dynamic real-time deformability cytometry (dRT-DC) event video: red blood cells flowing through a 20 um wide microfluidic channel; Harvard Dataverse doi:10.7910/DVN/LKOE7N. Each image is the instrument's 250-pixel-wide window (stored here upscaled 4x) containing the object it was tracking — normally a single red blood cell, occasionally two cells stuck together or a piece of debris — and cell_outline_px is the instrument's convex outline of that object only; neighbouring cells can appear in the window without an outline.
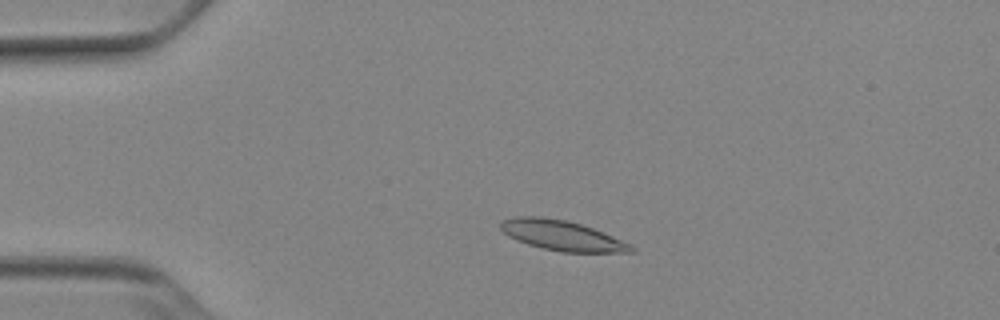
{"species": "Egyptian fruit bat (a non-hibernating species)", "species_latin": "Rousettus aegyptiacus", "temperature_condition": "cold", "stored_images_in_passage": 50, "camera_frame_rate_fps": 3000, "um_per_image_px": 0.085, "animal": {"sex": "female"}, "frame": {"image": 1, "passage_image": 9, "time_ms": 2.667, "image_size_px": [1000, 320], "cell_outline_px": [[636, 252], [560, 252], [540, 248], [516, 240], [508, 236], [500, 228], [500, 220], [516, 216], [540, 216], [564, 220], [580, 224], [604, 232], [632, 244], [636, 248]], "centroid_in_image_um": [47.77, 20.02], "position_along_channel_um": 37.2, "area_um2": 23.06}}
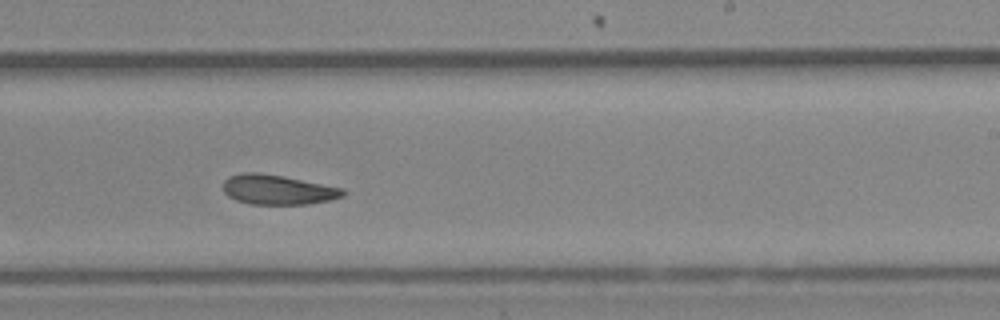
{"frame": {"image": 2, "passage_image": 30, "time_ms": 9.667, "image_size_px": [1000, 320], "cell_outline_px": [[344, 196], [328, 200], [308, 204], [248, 204], [236, 200], [228, 196], [224, 192], [224, 180], [228, 176], [240, 172], [260, 172], [284, 176], [344, 188]], "centroid_in_image_um": [23.58, 16.11], "position_along_channel_um": 265.4, "area_um2": 20.92}}
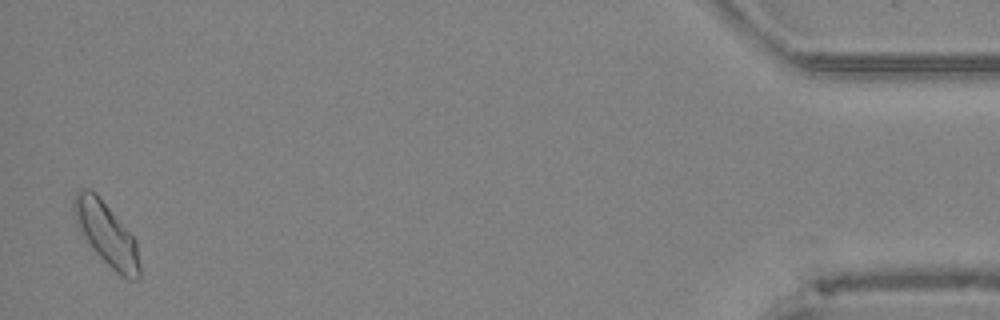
{"frame": {"image": 3, "passage_image": 49, "time_ms": 16.0, "image_size_px": [1000, 320], "cell_outline_px": [[140, 280], [128, 280], [120, 276], [96, 252], [80, 232], [76, 224], [72, 208], [72, 200], [76, 192], [80, 188], [88, 188], [96, 192], [136, 240], [140, 264]], "centroid_in_image_um": [9.04, 19.87], "position_along_channel_um": 426.2, "area_um2": 24.22}, "authors_computed_cell_mechanics": {"area_um2": 21.9929, "velocity_mm_per_s": 3.8369, "shape_relaxation_time_tau1_ms": 5.3425, "shape_relaxation_time_tau2_ms": null, "deformation_change_tau1": 0.0981, "deformation_change_tau2": null}}